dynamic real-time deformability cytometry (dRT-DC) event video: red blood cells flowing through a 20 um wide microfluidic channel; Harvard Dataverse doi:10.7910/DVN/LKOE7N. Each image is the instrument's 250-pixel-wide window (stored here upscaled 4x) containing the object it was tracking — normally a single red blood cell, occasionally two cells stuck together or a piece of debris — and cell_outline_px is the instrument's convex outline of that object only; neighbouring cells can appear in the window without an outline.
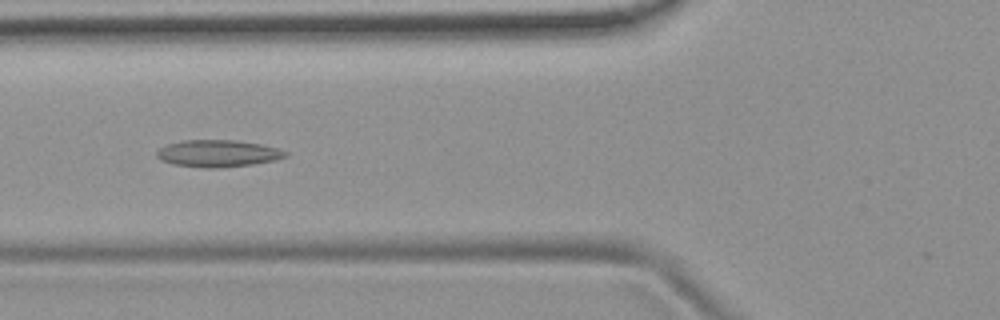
{"species": "common noctule bat (a hibernating species)", "species_latin": "Nyctalus noctula", "temperature_condition": "room temperature", "stored_images_in_passage": 45, "camera_frame_rate_fps": 3000, "um_per_image_px": 0.085, "animal": {"sex": "female", "body_mass_g": 19.9}, "frame": {"image": 1, "passage_image": 19, "time_ms": 6.0, "image_size_px": [1000, 320], "cell_outline_px": [[288, 156], [276, 160], [252, 164], [220, 168], [204, 168], [172, 164], [160, 160], [156, 156], [156, 152], [160, 148], [168, 144], [184, 140], [236, 140], [260, 144], [276, 148], [288, 152]], "centroid_in_image_um": [18.51, 13.05], "position_along_channel_um": 107.3, "area_um2": 20.29}}
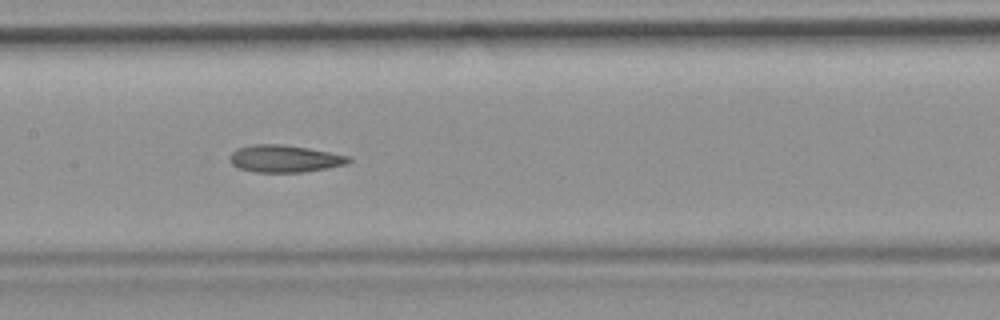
{"frame": {"image": 2, "passage_image": 25, "time_ms": 8.0, "image_size_px": [1000, 320], "cell_outline_px": [[352, 160], [348, 164], [304, 172], [256, 172], [240, 168], [232, 164], [232, 152], [236, 148], [252, 144], [284, 144], [308, 148], [352, 156]], "centroid_in_image_um": [24.25, 13.48], "position_along_channel_um": 183.1, "area_um2": 18.84}}
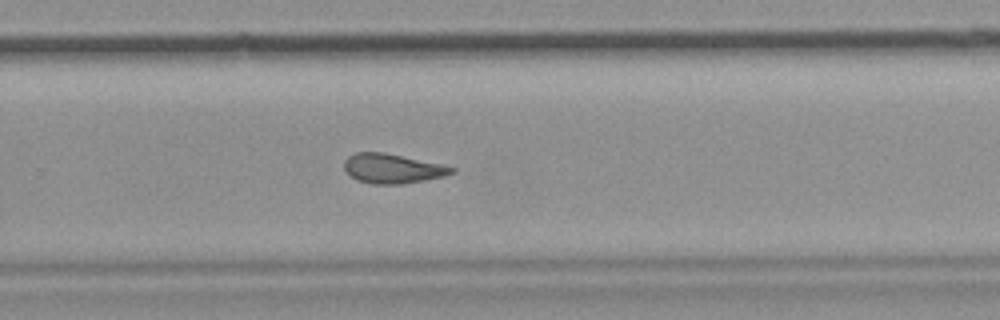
{"frame": {"image": 3, "passage_image": 34, "time_ms": 11.0, "image_size_px": [1000, 320], "cell_outline_px": [[456, 172], [444, 176], [424, 180], [400, 184], [372, 184], [356, 180], [344, 168], [344, 160], [348, 156], [356, 152], [384, 152], [456, 168]], "centroid_in_image_um": [33.33, 14.33], "position_along_channel_um": 296.5, "area_um2": 18.26}, "authors_computed_cell_mechanics": {"area_um2": 19.652, "velocity_mm_per_s": 3.796, "shape_relaxation_time_tau1_ms": null, "shape_relaxation_time_tau2_ms": 2.858, "deformation_change_tau1": null, "deformation_change_tau2": 0.1155}}